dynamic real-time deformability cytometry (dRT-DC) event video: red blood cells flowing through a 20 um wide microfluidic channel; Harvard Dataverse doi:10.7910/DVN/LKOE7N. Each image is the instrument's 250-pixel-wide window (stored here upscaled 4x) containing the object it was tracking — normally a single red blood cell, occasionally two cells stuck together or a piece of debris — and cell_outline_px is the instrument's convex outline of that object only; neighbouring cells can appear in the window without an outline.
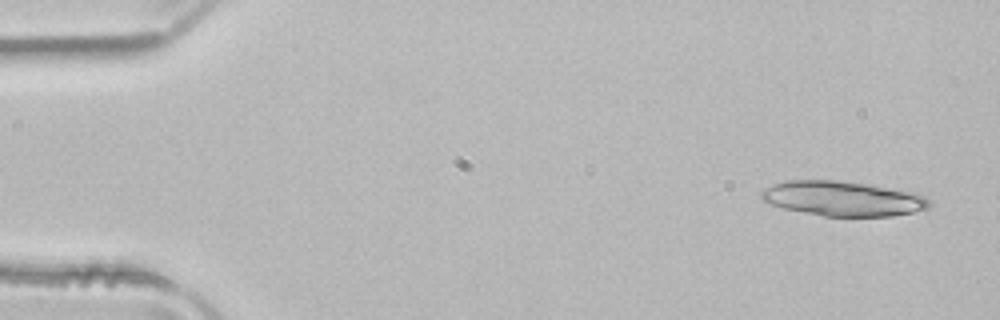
{"species": "common noctule bat (a hibernating species)", "species_latin": "Nyctalus noctula", "temperature_condition": "room temperature", "stored_images_in_passage": 48, "segment_of_instrument_passage": [1, 2], "camera_frame_rate_fps": 3000, "um_per_image_px": 0.085, "animal": {"sex": "male", "body_mass_g": 21.5, "forearm_length_mm": 52.0}, "frame": {"image": 1, "passage_image": 1, "time_ms": 0.0, "image_size_px": [1000, 320], "cell_outline_px": [[932, 204], [928, 208], [912, 212], [892, 216], [824, 216], [784, 208], [760, 200], [760, 192], [764, 188], [772, 184], [784, 180], [836, 180], [868, 184], [916, 192], [924, 196]], "centroid_in_image_um": [71.62, 16.87], "position_along_channel_um": 13.4, "area_um2": 34.22}}